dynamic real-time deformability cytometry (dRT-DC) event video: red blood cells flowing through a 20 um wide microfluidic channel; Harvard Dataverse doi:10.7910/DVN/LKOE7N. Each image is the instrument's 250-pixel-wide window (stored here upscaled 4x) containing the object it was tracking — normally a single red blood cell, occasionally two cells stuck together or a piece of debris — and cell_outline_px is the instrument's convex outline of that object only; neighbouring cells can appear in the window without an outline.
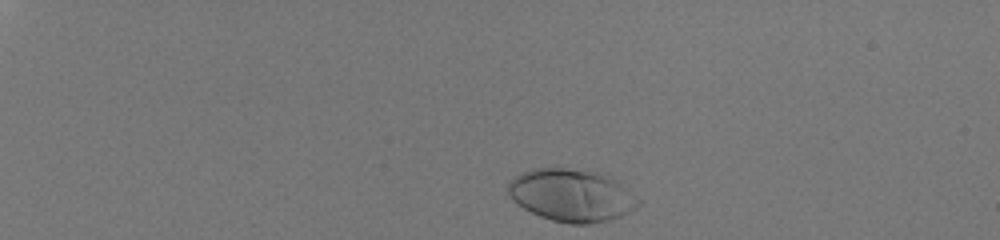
{"species": "human", "species_latin": "Homo sapiens", "temperature_condition": "room temperature", "stored_images_in_passage": 38, "camera_frame_rate_fps": 3000, "um_per_image_px": 0.085, "donor": {"sex": "male"}, "frame": {"image": 1, "passage_image": 2, "time_ms": 0.333, "image_size_px": [1000, 240], "cell_outline_px": [[640, 204], [636, 208], [620, 216], [608, 220], [588, 224], [568, 224], [552, 220], [540, 216], [516, 204], [508, 196], [508, 184], [516, 176], [532, 168], [588, 168], [612, 180], [640, 200]], "centroid_in_image_um": [48.53, 16.6], "position_along_channel_um": 36.5, "area_um2": 39.48}}
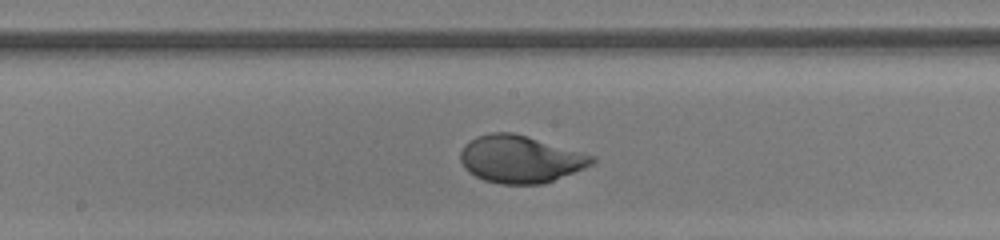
{"frame": {"image": 2, "passage_image": 23, "time_ms": 7.333, "image_size_px": [1000, 240], "cell_outline_px": [[596, 160], [592, 164], [584, 168], [544, 184], [500, 184], [484, 180], [468, 172], [464, 168], [460, 160], [460, 152], [464, 144], [476, 136], [492, 132], [512, 132], [528, 136], [596, 156]], "centroid_in_image_um": [44.21, 13.52], "position_along_channel_um": 204.0, "area_um2": 36.47}}
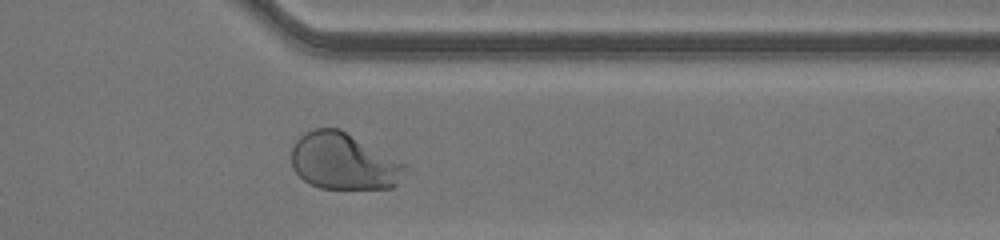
{"frame": {"image": 3, "passage_image": 36, "time_ms": 11.667, "image_size_px": [1000, 240], "cell_outline_px": [[408, 164], [396, 184], [392, 188], [320, 188], [308, 184], [292, 168], [292, 148], [296, 140], [300, 136], [316, 128], [340, 128]], "centroid_in_image_um": [29.2, 13.71], "position_along_channel_um": 382.2, "area_um2": 37.4}, "authors_computed_cell_mechanics": {"area_um2": 36.5585, "velocity_mm_per_s": 4.0988, "shape_relaxation_time_tau1_ms": 3.032, "shape_relaxation_time_tau2_ms": null, "deformation_change_tau1": 0.2005, "deformation_change_tau2": null}}